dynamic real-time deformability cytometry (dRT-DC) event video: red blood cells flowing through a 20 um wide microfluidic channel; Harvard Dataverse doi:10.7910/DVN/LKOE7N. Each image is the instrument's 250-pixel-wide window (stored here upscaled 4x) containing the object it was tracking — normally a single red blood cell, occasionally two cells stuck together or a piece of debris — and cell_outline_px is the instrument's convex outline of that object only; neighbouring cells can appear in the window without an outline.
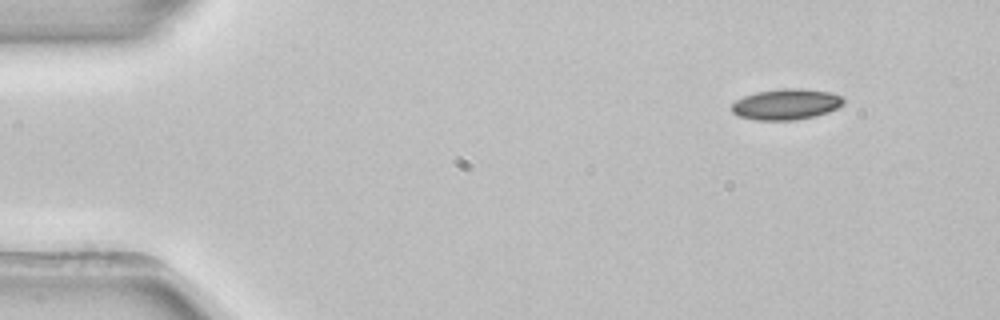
{"species": "common noctule bat (a hibernating species)", "species_latin": "Nyctalus noctula", "temperature_condition": "room temperature", "stored_images_in_passage": 3, "camera_frame_rate_fps": 3000, "um_per_image_px": 0.085, "animal": {"sex": "female", "body_mass_g": 22.7, "forearm_length_mm": 54.2}, "frame": {"image": 1, "passage_image": 3, "time_ms": 0.667, "image_size_px": [1000, 320], "cell_outline_px": [[844, 104], [828, 112], [816, 116], [796, 120], [756, 120], [740, 116], [732, 112], [732, 104], [736, 100], [744, 96], [756, 92], [780, 88], [800, 88], [832, 92], [840, 96], [844, 100]], "centroid_in_image_um": [66.84, 8.86], "position_along_channel_um": 18.2, "area_um2": 20.17}}